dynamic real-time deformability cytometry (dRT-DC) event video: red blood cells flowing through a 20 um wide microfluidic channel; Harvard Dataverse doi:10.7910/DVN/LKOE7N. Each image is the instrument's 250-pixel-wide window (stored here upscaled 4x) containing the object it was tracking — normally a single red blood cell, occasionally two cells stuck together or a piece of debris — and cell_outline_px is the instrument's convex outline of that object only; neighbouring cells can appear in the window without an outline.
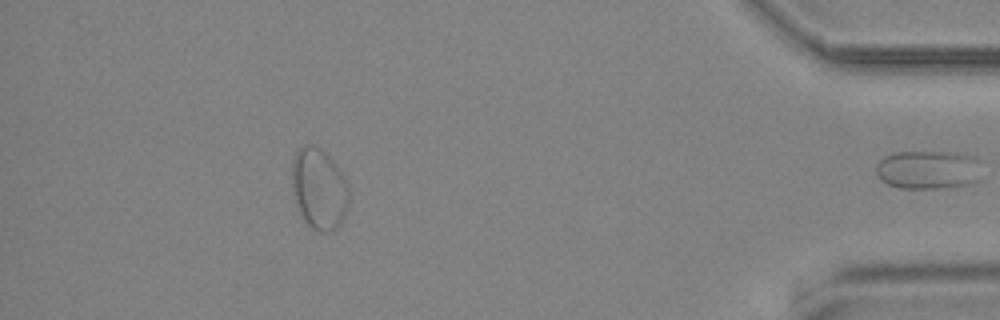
{"species": "common noctule bat (a hibernating species)", "species_latin": "Nyctalus noctula", "temperature_condition": "cold", "stored_images_in_passage": 59, "segment_of_instrument_passage": [2, 2], "camera_frame_rate_fps": 3000, "um_per_image_px": 0.085, "animal": {"sex": "male", "body_mass_g": 19.2, "forearm_length_mm": 51.8}, "frame": {"image": 1, "passage_image": 59, "time_ms": 19.333, "image_size_px": [1000, 320], "cell_outline_px": [[976, 180], [968, 184], [940, 188], [900, 188], [888, 184], [880, 180], [876, 172], [876, 164], [884, 156], [896, 152], [960, 152], [976, 156]], "centroid_in_image_um": [78.8, 14.41], "position_along_channel_um": 356.4, "area_um2": 23.52}}